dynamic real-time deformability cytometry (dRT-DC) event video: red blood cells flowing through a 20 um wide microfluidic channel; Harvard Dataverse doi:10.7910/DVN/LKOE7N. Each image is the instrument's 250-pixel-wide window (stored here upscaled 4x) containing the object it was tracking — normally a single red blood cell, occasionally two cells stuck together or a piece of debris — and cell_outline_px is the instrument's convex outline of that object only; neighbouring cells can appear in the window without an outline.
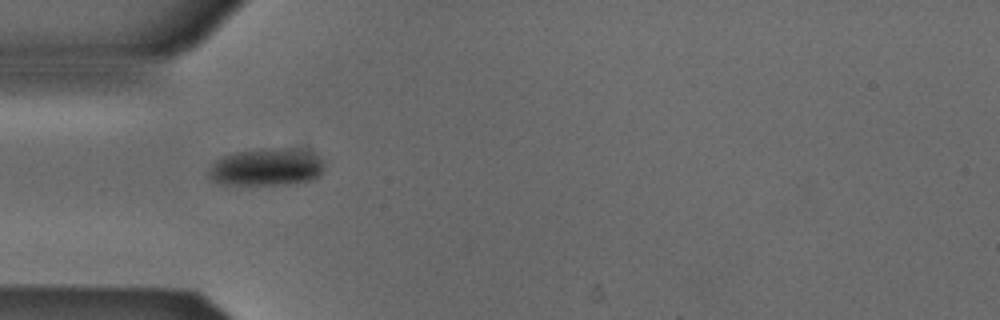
{"species": "Egyptian fruit bat (a non-hibernating species)", "species_latin": "Rousettus aegyptiacus", "temperature_condition": "cold", "stored_images_in_passage": 2, "camera_frame_rate_fps": 3000, "um_per_image_px": 0.085, "animal": {"sex": "male"}, "frame": {"image": 1, "passage_image": 1, "time_ms": 0.0, "image_size_px": [1000, 320], "cell_outline_px": [[324, 168], [320, 176], [312, 180], [288, 184], [220, 184], [212, 180], [208, 176], [208, 172], [212, 164], [216, 160], [224, 156], [236, 152], [264, 148], [280, 148], [312, 152], [320, 156], [324, 160]], "centroid_in_image_um": [22.69, 14.2], "position_along_channel_um": 62.3, "area_um2": 25.26}}
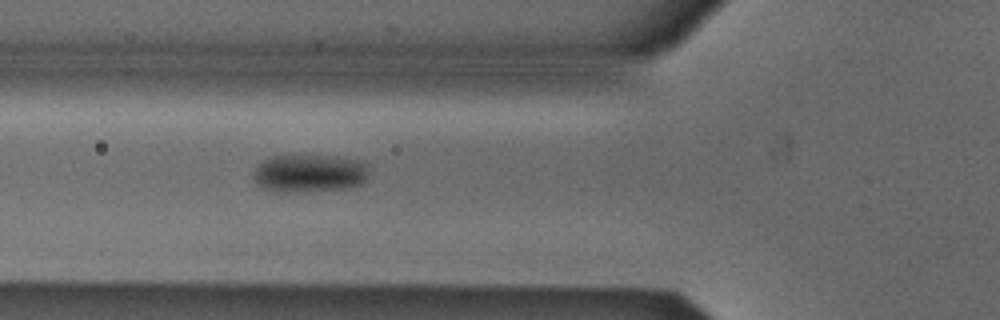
{"frame": {"image": 2, "passage_image": 2, "time_ms": 0.333, "image_size_px": [1000, 320], "cell_outline_px": [[368, 172], [364, 180], [360, 184], [344, 188], [288, 192], [272, 192], [260, 188], [256, 184], [252, 176], [256, 168], [264, 160], [276, 156], [336, 156], [360, 160], [368, 164]], "centroid_in_image_um": [26.27, 14.73], "position_along_channel_um": 99.5, "area_um2": 25.43}}